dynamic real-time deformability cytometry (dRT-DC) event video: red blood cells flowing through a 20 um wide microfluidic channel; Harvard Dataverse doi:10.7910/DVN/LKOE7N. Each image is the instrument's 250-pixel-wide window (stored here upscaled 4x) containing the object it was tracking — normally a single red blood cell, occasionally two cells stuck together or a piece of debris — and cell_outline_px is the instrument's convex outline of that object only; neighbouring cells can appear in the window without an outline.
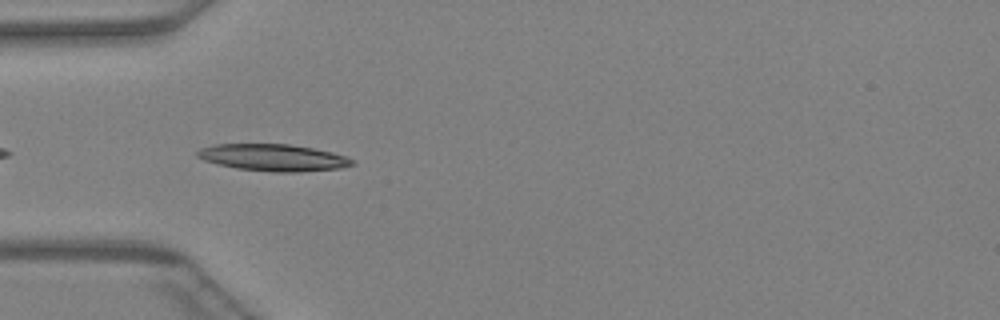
{"species": "Egyptian fruit bat (a non-hibernating species)", "species_latin": "Rousettus aegyptiacus", "temperature_condition": "warm", "stored_images_in_passage": 10, "camera_frame_rate_fps": 3000, "um_per_image_px": 0.085, "animal": {"sex": "female"}, "frame": {"image": 1, "passage_image": 2, "time_ms": 0.333, "image_size_px": [1000, 320], "cell_outline_px": [[356, 164], [340, 168], [296, 172], [276, 172], [236, 168], [204, 160], [196, 156], [196, 152], [200, 148], [216, 144], [288, 144], [312, 148], [332, 152], [356, 160]], "centroid_in_image_um": [23.24, 13.39], "position_along_channel_um": 61.8, "area_um2": 24.1}}
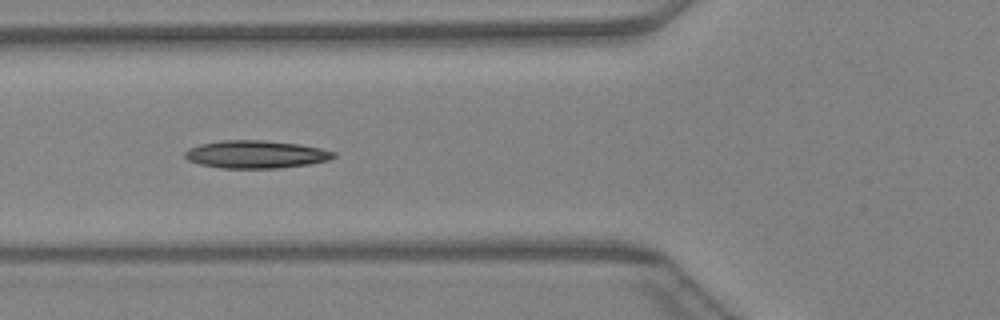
{"frame": {"image": 2, "passage_image": 5, "time_ms": 1.333, "image_size_px": [1000, 320], "cell_outline_px": [[336, 156], [328, 160], [308, 164], [276, 168], [220, 168], [200, 164], [188, 160], [184, 156], [184, 152], [188, 148], [200, 144], [224, 140], [264, 140], [300, 144], [320, 148], [336, 152]], "centroid_in_image_um": [21.74, 13.11], "position_along_channel_um": 104.1, "area_um2": 24.04}}